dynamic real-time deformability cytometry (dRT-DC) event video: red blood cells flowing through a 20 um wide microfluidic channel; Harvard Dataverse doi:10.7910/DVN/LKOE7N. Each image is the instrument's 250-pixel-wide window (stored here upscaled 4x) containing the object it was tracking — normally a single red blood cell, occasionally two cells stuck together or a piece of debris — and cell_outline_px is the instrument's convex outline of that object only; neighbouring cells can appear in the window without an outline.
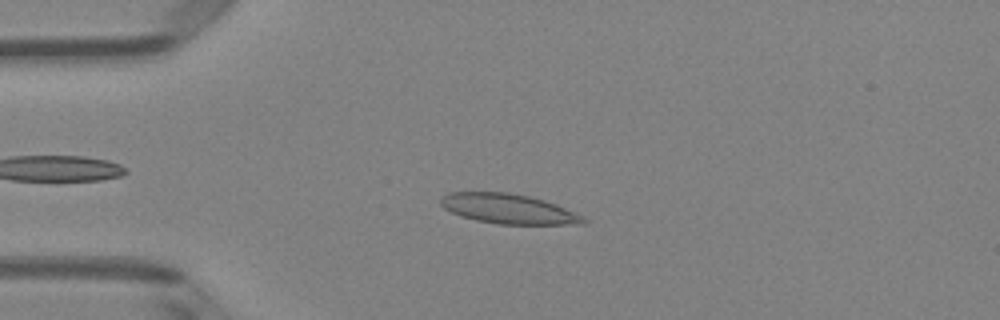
{"species": "Egyptian fruit bat (a non-hibernating species)", "species_latin": "Rousettus aegyptiacus", "temperature_condition": "room temperature", "stored_images_in_passage": 49, "camera_frame_rate_fps": 3000, "um_per_image_px": 0.085, "animal": {"sex": "female"}, "frame": {"image": 1, "passage_image": 11, "time_ms": 3.333, "image_size_px": [1000, 320], "cell_outline_px": [[588, 220], [584, 224], [496, 224], [476, 220], [460, 216], [444, 208], [440, 204], [440, 200], [448, 192], [508, 192], [528, 196], [544, 200], [556, 204]], "centroid_in_image_um": [43.17, 17.75], "position_along_channel_um": 41.8, "area_um2": 24.57}}
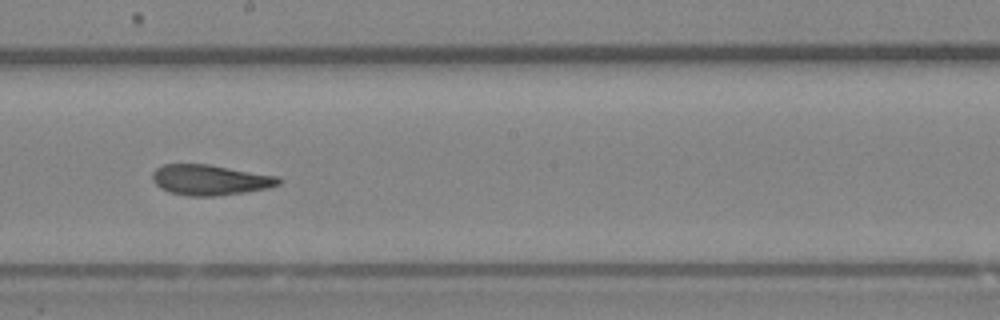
{"frame": {"image": 2, "passage_image": 27, "time_ms": 8.667, "image_size_px": [1000, 320], "cell_outline_px": [[280, 184], [268, 188], [244, 192], [216, 196], [188, 196], [168, 192], [160, 188], [152, 180], [152, 172], [156, 168], [164, 164], [208, 164], [276, 176], [280, 180]], "centroid_in_image_um": [17.8, 15.29], "position_along_channel_um": 230.4, "area_um2": 22.31}}
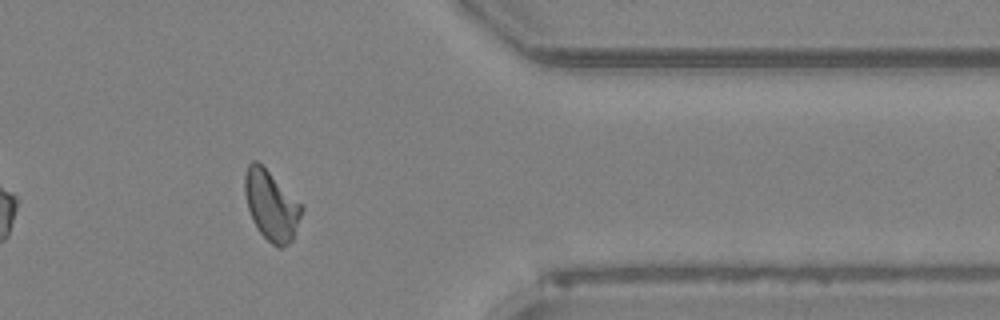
{"frame": {"image": 3, "passage_image": 40, "time_ms": 13.0, "image_size_px": [1000, 320], "cell_outline_px": [[304, 208], [292, 240], [288, 244], [280, 248], [272, 244], [256, 228], [252, 220], [248, 208], [244, 192], [244, 176], [248, 164], [252, 160], [256, 160]], "centroid_in_image_um": [23.02, 17.49], "position_along_channel_um": 388.4, "area_um2": 22.54}, "authors_computed_cell_mechanics": {"area_um2": 22.5998, "velocity_mm_per_s": 4.0147, "shape_relaxation_time_tau1_ms": null, "shape_relaxation_time_tau2_ms": 1.8574, "deformation_change_tau1": null, "deformation_change_tau2": 0.068}}